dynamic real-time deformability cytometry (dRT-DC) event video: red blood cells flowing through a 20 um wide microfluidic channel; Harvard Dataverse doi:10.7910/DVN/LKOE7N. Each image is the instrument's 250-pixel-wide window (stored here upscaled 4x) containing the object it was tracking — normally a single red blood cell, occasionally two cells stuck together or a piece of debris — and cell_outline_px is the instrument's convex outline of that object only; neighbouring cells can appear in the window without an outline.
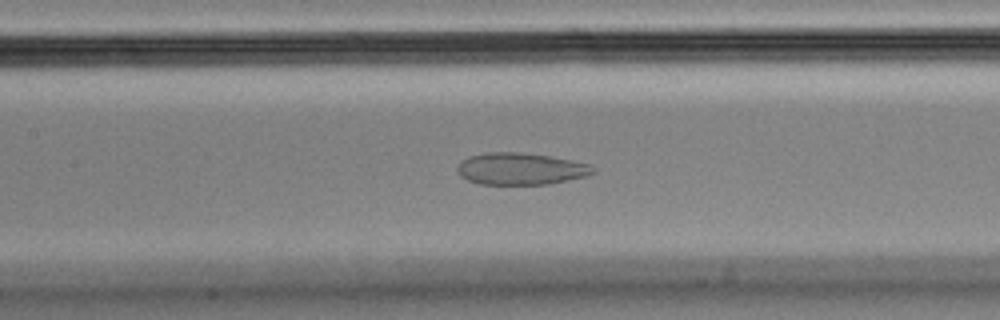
{"species": "Egyptian fruit bat (a non-hibernating species)", "species_latin": "Rousettus aegyptiacus", "temperature_condition": "cold", "stored_images_in_passage": 48, "camera_frame_rate_fps": 3000, "um_per_image_px": 0.085, "animal": {"sex": "male"}, "frame": {"image": 1, "passage_image": 15, "time_ms": 4.667, "image_size_px": [1000, 320], "cell_outline_px": [[596, 172], [584, 176], [568, 180], [548, 184], [480, 184], [468, 180], [460, 176], [456, 168], [460, 160], [468, 156], [484, 152], [520, 152], [548, 156], [588, 164], [596, 168]], "centroid_in_image_um": [44.2, 14.34], "position_along_channel_um": 163.2, "area_um2": 25.2}}
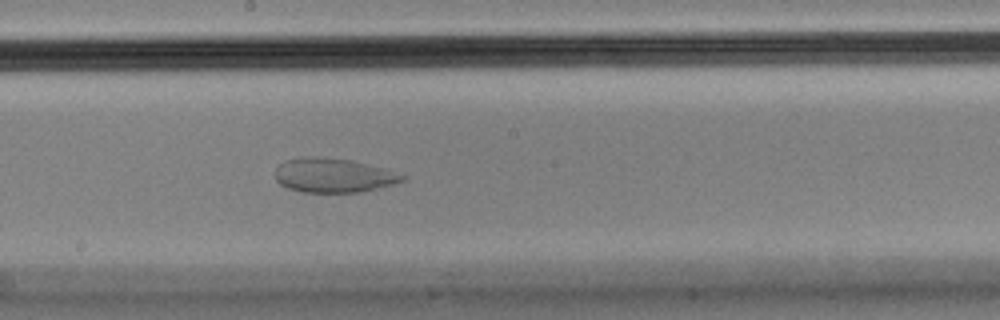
{"frame": {"image": 2, "passage_image": 20, "time_ms": 6.333, "image_size_px": [1000, 320], "cell_outline_px": [[408, 176], [404, 180], [392, 184], [360, 192], [304, 192], [288, 188], [280, 184], [276, 180], [276, 168], [280, 164], [288, 160], [300, 156], [320, 156], [352, 160], [388, 168]], "centroid_in_image_um": [28.38, 14.88], "position_along_channel_um": 219.8, "area_um2": 25.61}}
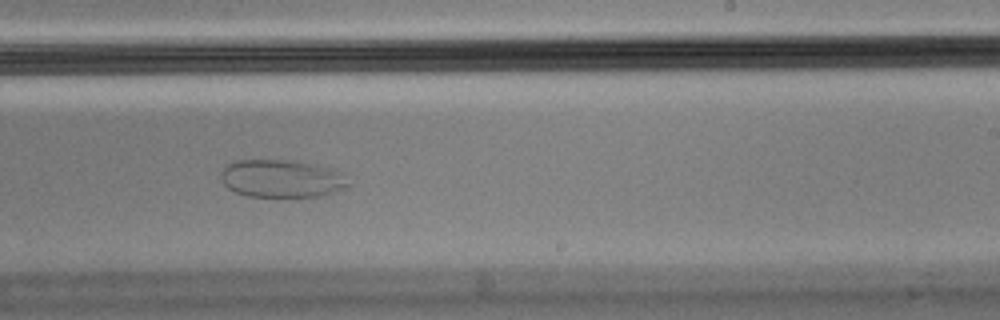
{"frame": {"image": 3, "passage_image": 24, "time_ms": 7.667, "image_size_px": [1000, 320], "cell_outline_px": [[352, 184], [344, 188], [320, 196], [248, 196], [236, 192], [228, 188], [224, 184], [220, 176], [220, 172], [228, 164], [236, 160], [284, 160], [316, 164], [332, 168]], "centroid_in_image_um": [23.91, 15.17], "position_along_channel_um": 265.1, "area_um2": 27.74}}